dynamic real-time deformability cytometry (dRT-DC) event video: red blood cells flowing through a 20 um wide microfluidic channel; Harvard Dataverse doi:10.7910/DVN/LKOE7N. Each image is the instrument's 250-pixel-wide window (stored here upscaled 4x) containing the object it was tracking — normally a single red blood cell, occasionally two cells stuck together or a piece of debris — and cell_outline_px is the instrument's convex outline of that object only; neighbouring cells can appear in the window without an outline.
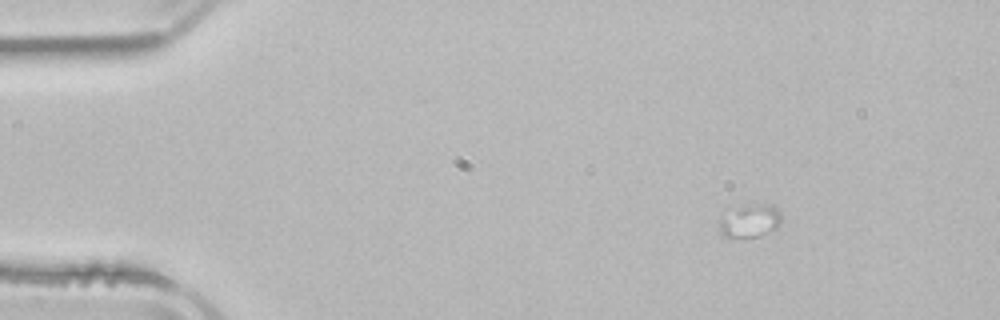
{"species": "common noctule bat (a hibernating species)", "species_latin": "Nyctalus noctula", "temperature_condition": "room temperature", "stored_images_in_passage": 4, "camera_frame_rate_fps": 3000, "um_per_image_px": 0.085, "animal": {"sex": "male", "body_mass_g": 21.5, "forearm_length_mm": 52.0}, "frame": {"image": 1, "passage_image": 1, "time_ms": 0.0, "image_size_px": [1000, 320], "cell_outline_px": [[780, 224], [776, 228], [760, 236], [724, 236], [720, 232], [720, 216], [748, 200], [772, 204], [780, 212]], "centroid_in_image_um": [63.75, 18.67], "position_along_channel_um": 21.2, "area_um2": 12.37}}